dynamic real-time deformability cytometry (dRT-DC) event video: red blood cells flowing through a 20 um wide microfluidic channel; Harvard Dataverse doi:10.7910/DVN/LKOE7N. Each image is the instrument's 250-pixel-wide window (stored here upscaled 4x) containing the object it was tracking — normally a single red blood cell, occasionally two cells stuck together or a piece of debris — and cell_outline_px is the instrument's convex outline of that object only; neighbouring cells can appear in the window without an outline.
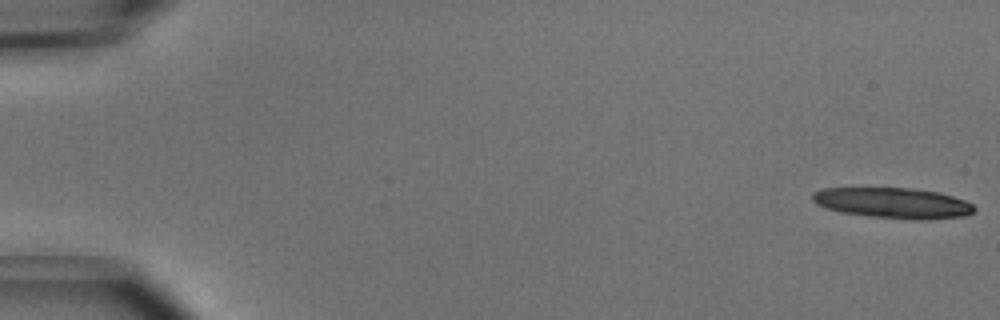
{"species": "common noctule bat (a hibernating species)", "species_latin": "Nyctalus noctula", "temperature_condition": "cold", "stored_images_in_passage": 40, "segment_of_instrument_passage": [1, 2], "camera_frame_rate_fps": 3000, "um_per_image_px": 0.085, "animal": {"sex": "male", "body_mass_g": 15.6}, "frame": {"image": 1, "passage_image": 1, "time_ms": 0.0, "image_size_px": [1000, 320], "cell_outline_px": [[976, 208], [972, 212], [964, 216], [920, 220], [868, 216], [840, 212], [816, 204], [812, 200], [812, 192], [820, 188], [912, 188], [940, 192], [964, 200], [972, 204]], "centroid_in_image_um": [75.88, 17.24], "position_along_channel_um": 9.1, "area_um2": 28.84}}